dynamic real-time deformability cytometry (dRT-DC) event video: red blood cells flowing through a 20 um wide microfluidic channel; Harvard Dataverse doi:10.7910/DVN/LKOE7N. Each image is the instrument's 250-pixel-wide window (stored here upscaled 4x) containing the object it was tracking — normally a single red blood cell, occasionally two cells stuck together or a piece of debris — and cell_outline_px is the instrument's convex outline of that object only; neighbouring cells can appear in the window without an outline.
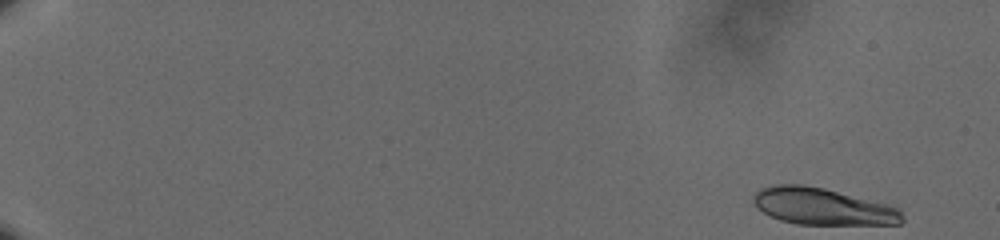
{"species": "human", "species_latin": "Homo sapiens", "temperature_condition": "cold", "stored_images_in_passage": 57, "camera_frame_rate_fps": 3000, "um_per_image_px": 0.085, "donor": {"sex": "male"}, "frame": {"image": 1, "passage_image": 1, "time_ms": 0.0, "image_size_px": [1000, 240], "cell_outline_px": [[904, 220], [900, 224], [796, 224], [780, 220], [756, 208], [752, 200], [752, 196], [760, 188], [772, 184], [804, 184], [824, 188], [888, 204], [900, 208], [904, 216]], "centroid_in_image_um": [69.91, 17.54], "position_along_channel_um": 15.1, "area_um2": 32.14}}
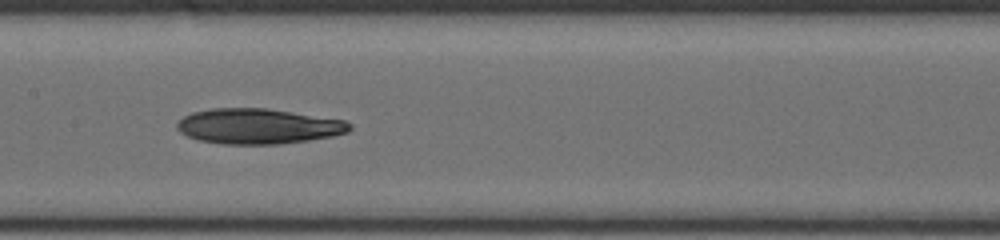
{"frame": {"image": 2, "passage_image": 31, "time_ms": 10.0, "image_size_px": [1000, 240], "cell_outline_px": [[352, 128], [348, 132], [332, 136], [308, 140], [280, 144], [224, 144], [196, 140], [180, 132], [176, 128], [176, 124], [184, 116], [192, 112], [212, 108], [264, 108], [344, 120], [352, 124]], "centroid_in_image_um": [21.92, 10.73], "position_along_channel_um": 185.5, "area_um2": 35.43}}
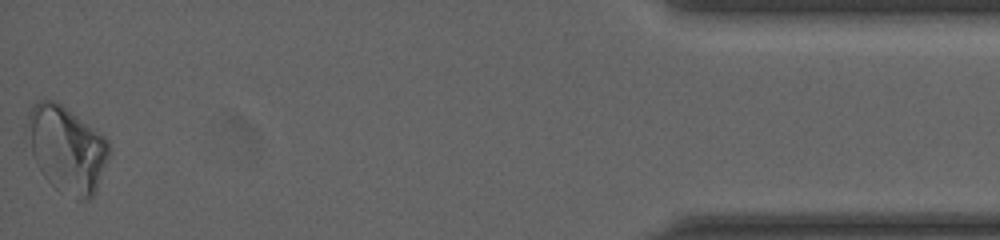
{"frame": {"image": 3, "passage_image": 57, "time_ms": 18.667, "image_size_px": [1000, 240], "cell_outline_px": [[108, 156], [96, 192], [88, 200], [80, 200], [60, 192], [44, 176], [36, 164], [32, 152], [28, 116], [28, 112], [32, 104], [40, 100], [52, 100], [60, 104], [104, 136], [108, 140]], "centroid_in_image_um": [5.69, 12.7], "position_along_channel_um": 429.5, "area_um2": 40.11}, "authors_computed_cell_mechanics": {"area_um2": 34.5066, "velocity_mm_per_s": 3.6254, "shape_relaxation_time_tau1_ms": 6.6286, "shape_relaxation_time_tau2_ms": null, "deformation_change_tau1": 0.1236, "deformation_change_tau2": null}}